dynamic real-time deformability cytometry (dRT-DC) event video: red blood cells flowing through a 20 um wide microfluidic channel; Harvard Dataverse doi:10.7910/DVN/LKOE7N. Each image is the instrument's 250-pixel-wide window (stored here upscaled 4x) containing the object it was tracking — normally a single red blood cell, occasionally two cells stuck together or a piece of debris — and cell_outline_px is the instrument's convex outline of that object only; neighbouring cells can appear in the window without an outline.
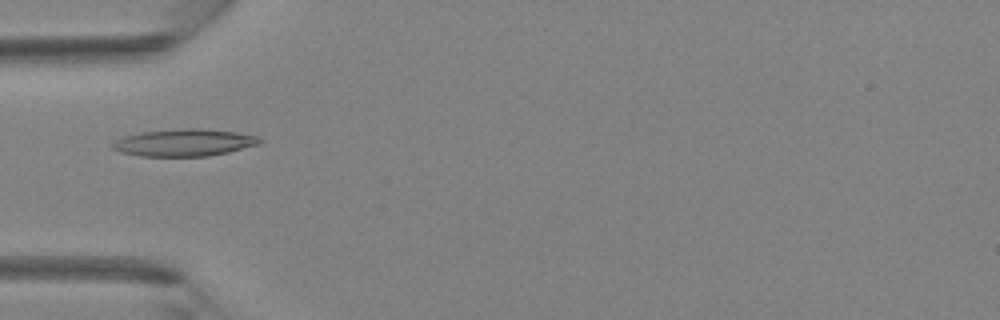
{"species": "Egyptian fruit bat (a non-hibernating species)", "species_latin": "Rousettus aegyptiacus", "temperature_condition": "room temperature", "stored_images_in_passage": 4, "camera_frame_rate_fps": 3000, "um_per_image_px": 0.085, "animal": {"sex": "female"}, "frame": {"image": 1, "passage_image": 4, "time_ms": 3.333, "image_size_px": [1000, 320], "cell_outline_px": [[264, 140], [260, 144], [228, 152], [208, 156], [140, 156], [120, 152], [112, 148], [112, 144], [116, 140], [124, 136], [144, 132], [180, 128], [200, 128], [236, 132], [256, 136]], "centroid_in_image_um": [15.68, 12.12], "position_along_channel_um": 69.3, "area_um2": 23.24}}